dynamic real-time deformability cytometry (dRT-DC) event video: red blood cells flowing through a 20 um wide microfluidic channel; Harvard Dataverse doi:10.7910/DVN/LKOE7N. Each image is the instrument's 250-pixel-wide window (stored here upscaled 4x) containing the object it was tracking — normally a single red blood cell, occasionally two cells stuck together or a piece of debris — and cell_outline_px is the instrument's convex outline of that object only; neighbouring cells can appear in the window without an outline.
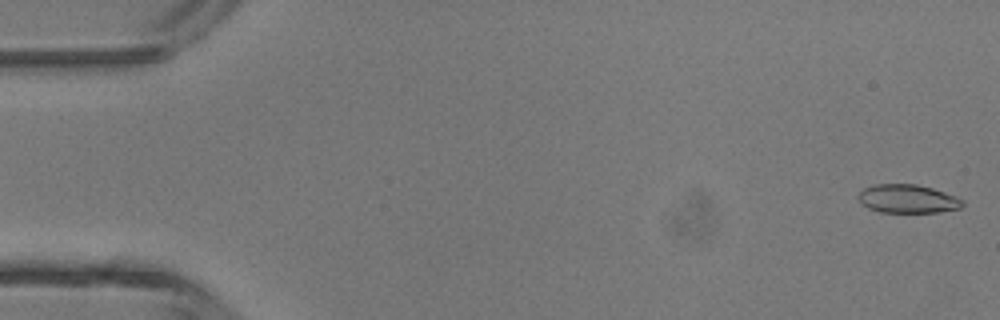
{"species": "common noctule bat (a hibernating species)", "species_latin": "Nyctalus noctula", "temperature_condition": "room temperature", "stored_images_in_passage": 2, "camera_frame_rate_fps": 3000, "um_per_image_px": 0.085, "animal": {"sex": "male", "body_mass_g": 13.3}, "frame": {"image": 1, "passage_image": 2, "time_ms": 0.333, "image_size_px": [1000, 320], "cell_outline_px": [[964, 204], [960, 208], [940, 212], [880, 212], [868, 208], [856, 196], [864, 188], [872, 184], [916, 184], [932, 188], [956, 196], [964, 200]], "centroid_in_image_um": [77.16, 16.89], "position_along_channel_um": 7.8, "area_um2": 17.34}}